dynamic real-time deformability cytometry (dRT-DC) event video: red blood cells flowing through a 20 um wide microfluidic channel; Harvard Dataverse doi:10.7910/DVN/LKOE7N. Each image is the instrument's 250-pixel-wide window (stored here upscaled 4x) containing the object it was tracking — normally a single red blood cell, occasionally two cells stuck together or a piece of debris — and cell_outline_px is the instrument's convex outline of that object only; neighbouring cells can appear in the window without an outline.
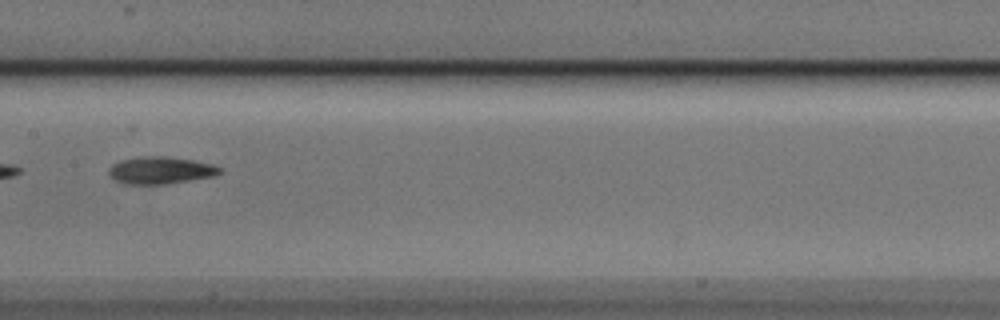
{"species": "Egyptian fruit bat (a non-hibernating species)", "species_latin": "Rousettus aegyptiacus", "temperature_condition": "cold", "stored_images_in_passage": 19, "camera_frame_rate_fps": 3000, "um_per_image_px": 0.085, "animal": {"sex": "male"}, "frame": {"image": 1, "passage_image": 9, "time_ms": 2.667, "image_size_px": [1000, 320], "cell_outline_px": [[224, 172], [216, 176], [168, 184], [124, 184], [116, 180], [108, 172], [108, 168], [112, 164], [124, 160], [144, 156], [164, 156], [192, 160], [212, 164], [224, 168]], "centroid_in_image_um": [13.72, 14.49], "position_along_channel_um": 193.7, "area_um2": 17.69}}
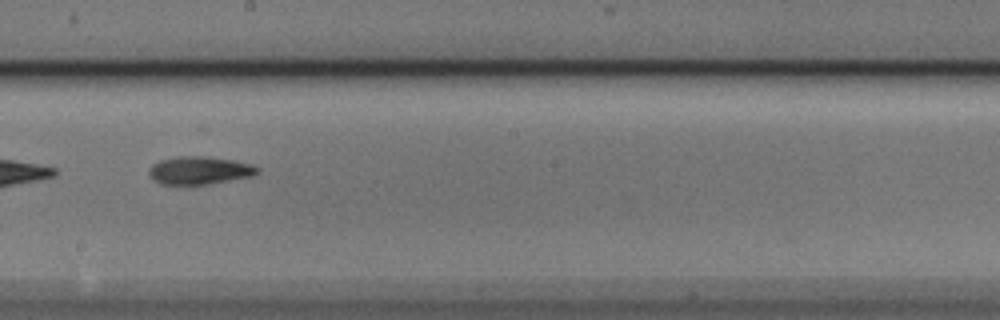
{"frame": {"image": 2, "passage_image": 12, "time_ms": 3.667, "image_size_px": [1000, 320], "cell_outline_px": [[260, 172], [252, 176], [208, 184], [160, 184], [152, 180], [148, 172], [148, 168], [152, 164], [160, 160], [176, 156], [204, 156], [232, 160], [252, 164], [260, 168]], "centroid_in_image_um": [16.93, 14.48], "position_along_channel_um": 231.3, "area_um2": 17.74}}